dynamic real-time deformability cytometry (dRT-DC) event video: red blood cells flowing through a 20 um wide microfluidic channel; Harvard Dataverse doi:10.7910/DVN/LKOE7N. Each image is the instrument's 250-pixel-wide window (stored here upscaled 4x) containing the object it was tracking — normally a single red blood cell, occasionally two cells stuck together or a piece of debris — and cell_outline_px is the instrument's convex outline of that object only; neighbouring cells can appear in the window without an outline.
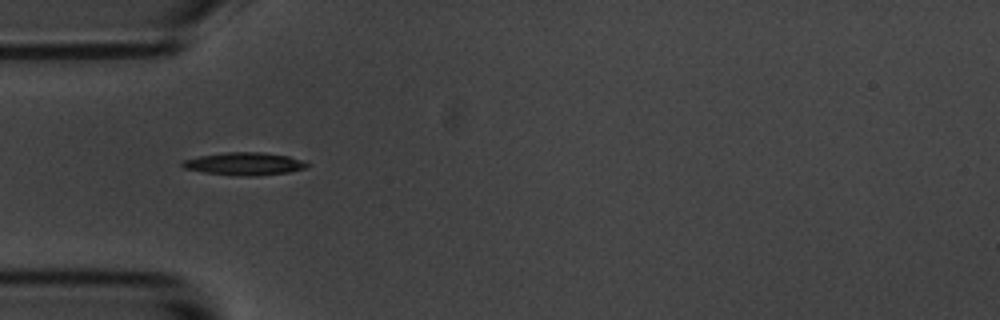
{"species": "common noctule bat (a hibernating species)", "species_latin": "Nyctalus noctula", "temperature_condition": "room temperature", "stored_images_in_passage": 4, "camera_frame_rate_fps": 3000, "um_per_image_px": 0.085, "animal": {"sex": "male", "body_mass_g": 20.1, "forearm_length_mm": 53.5}, "frame": {"image": 1, "passage_image": 3, "time_ms": 2.333, "image_size_px": [1000, 320], "cell_outline_px": [[308, 168], [288, 172], [256, 176], [244, 176], [204, 172], [184, 168], [180, 164], [184, 160], [200, 156], [228, 152], [264, 152], [288, 156], [304, 160], [308, 164]], "centroid_in_image_um": [20.82, 13.92], "position_along_channel_um": 64.2, "area_um2": 16.42}}